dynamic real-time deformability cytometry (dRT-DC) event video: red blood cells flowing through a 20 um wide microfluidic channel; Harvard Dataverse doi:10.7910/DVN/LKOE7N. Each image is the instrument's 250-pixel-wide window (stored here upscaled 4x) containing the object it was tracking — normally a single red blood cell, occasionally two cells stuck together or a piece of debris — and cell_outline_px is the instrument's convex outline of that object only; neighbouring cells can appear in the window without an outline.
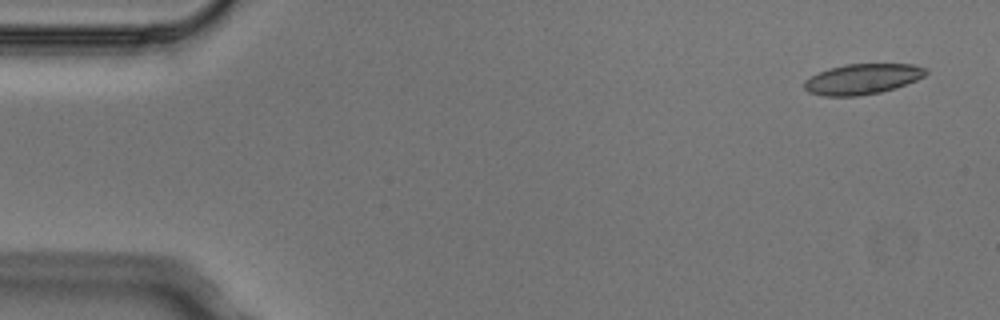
{"species": "Egyptian fruit bat (a non-hibernating species)", "species_latin": "Rousettus aegyptiacus", "temperature_condition": "cold", "stored_images_in_passage": 7, "camera_frame_rate_fps": 3000, "um_per_image_px": 0.085, "animal": {"sex": "male"}, "frame": {"image": 1, "passage_image": 1, "time_ms": 0.0, "image_size_px": [1000, 320], "cell_outline_px": [[928, 72], [924, 76], [916, 80], [896, 88], [880, 92], [860, 96], [824, 96], [808, 92], [804, 88], [804, 80], [828, 68], [844, 64], [912, 64], [924, 68]], "centroid_in_image_um": [73.28, 6.72], "position_along_channel_um": 11.7, "area_um2": 21.56}}
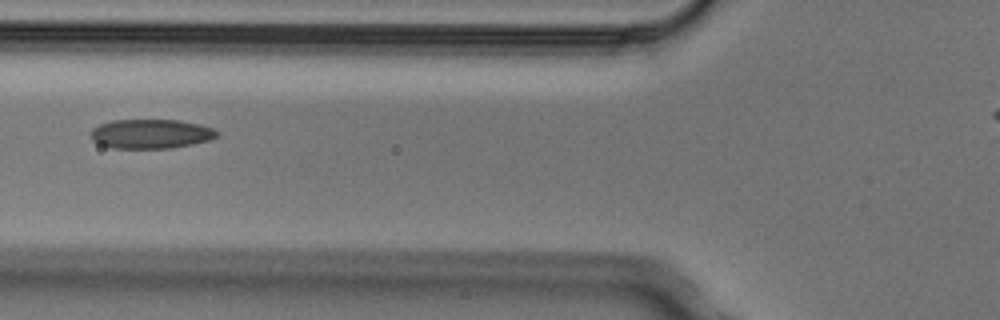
{"frame": {"image": 2, "passage_image": 6, "time_ms": 1.667, "image_size_px": [1000, 320], "cell_outline_px": [[220, 132], [216, 136], [208, 140], [192, 144], [172, 148], [112, 148], [100, 144], [92, 140], [92, 128], [100, 124], [112, 120], [180, 120], [200, 124], [212, 128]], "centroid_in_image_um": [12.83, 11.37], "position_along_channel_um": 113.0, "area_um2": 21.5}}
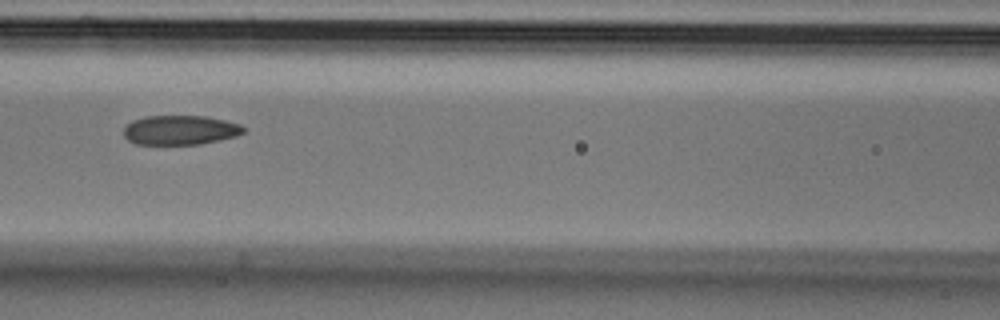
{"frame": {"image": 3, "passage_image": 7, "time_ms": 2.0, "image_size_px": [1000, 320], "cell_outline_px": [[244, 132], [236, 136], [200, 144], [136, 144], [128, 140], [124, 136], [124, 128], [132, 120], [144, 116], [208, 116], [240, 124], [244, 128]], "centroid_in_image_um": [15.3, 11.05], "position_along_channel_um": 151.3, "area_um2": 20.52}}